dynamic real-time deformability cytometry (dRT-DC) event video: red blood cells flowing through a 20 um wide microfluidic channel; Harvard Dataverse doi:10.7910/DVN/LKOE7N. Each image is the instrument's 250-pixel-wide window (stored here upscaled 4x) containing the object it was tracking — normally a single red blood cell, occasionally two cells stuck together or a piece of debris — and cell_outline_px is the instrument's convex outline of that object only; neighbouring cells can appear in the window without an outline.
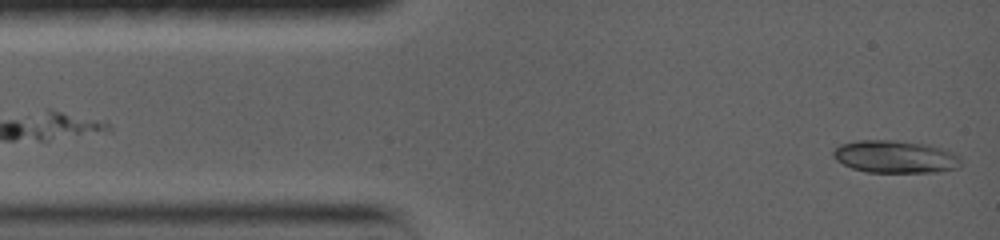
{"species": "common noctule bat (a hibernating species)", "species_latin": "Nyctalus noctula", "temperature_condition": "warm", "stored_images_in_passage": 2, "segment_of_instrument_passage": [2, 2], "camera_frame_rate_fps": 5000, "um_per_image_px": 0.085, "animal": {"sex": "female", "body_mass_g": 19.0, "forearm_length_mm": 56.7}, "frame": {"image": 1, "passage_image": 2, "time_ms": 1.2, "image_size_px": [1000, 240], "cell_outline_px": [[960, 164], [956, 168], [936, 172], [868, 172], [852, 168], [836, 160], [832, 156], [832, 152], [840, 144], [860, 140], [892, 140], [932, 144], [944, 148], [960, 156]], "centroid_in_image_um": [76.11, 13.31], "position_along_channel_um": 8.9, "area_um2": 24.33}}